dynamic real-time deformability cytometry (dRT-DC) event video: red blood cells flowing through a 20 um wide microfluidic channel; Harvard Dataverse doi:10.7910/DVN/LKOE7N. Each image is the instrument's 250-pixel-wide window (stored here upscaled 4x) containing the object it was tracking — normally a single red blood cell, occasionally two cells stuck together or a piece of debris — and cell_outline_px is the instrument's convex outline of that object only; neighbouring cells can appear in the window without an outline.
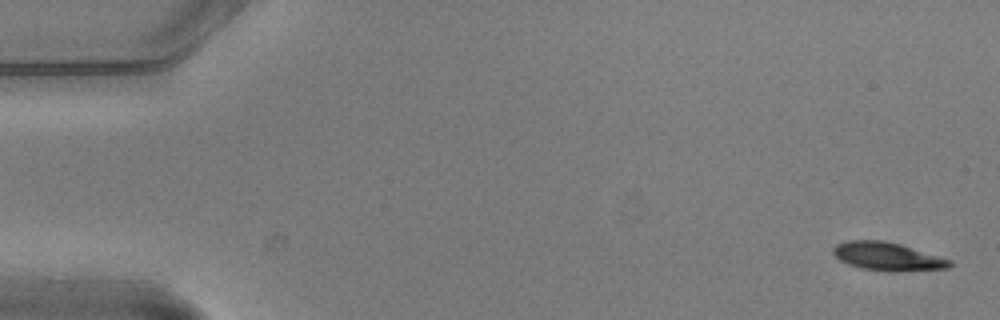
{"species": "common noctule bat (a hibernating species)", "species_latin": "Nyctalus noctula", "temperature_condition": "warm", "stored_images_in_passage": 4, "camera_frame_rate_fps": 3000, "um_per_image_px": 0.085, "animal": {"sex": "male", "body_mass_g": 20.5, "forearm_length_mm": 52.5}, "frame": {"image": 1, "passage_image": 1, "time_ms": 0.0, "image_size_px": [1000, 320], "cell_outline_px": [[952, 264], [948, 268], [900, 272], [888, 272], [864, 268], [848, 264], [840, 260], [832, 252], [832, 248], [836, 244], [848, 240], [884, 240], [900, 244], [952, 260]], "centroid_in_image_um": [75.44, 21.8], "position_along_channel_um": 9.6, "area_um2": 19.25}}
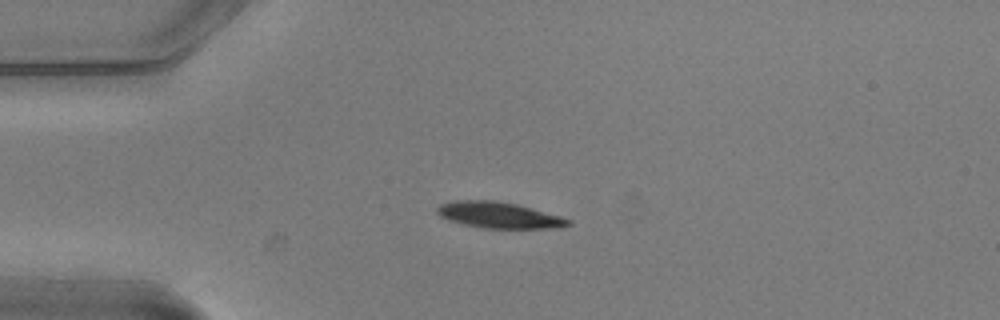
{"frame": {"image": 2, "passage_image": 3, "time_ms": 0.667, "image_size_px": [1000, 320], "cell_outline_px": [[572, 224], [560, 228], [484, 228], [464, 224], [448, 220], [440, 216], [436, 212], [436, 208], [440, 204], [456, 200], [492, 200], [516, 204], [560, 216], [572, 220]], "centroid_in_image_um": [42.41, 18.29], "position_along_channel_um": 42.6, "area_um2": 19.88}}